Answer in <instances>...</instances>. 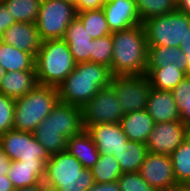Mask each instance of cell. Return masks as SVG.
<instances>
[{
    "mask_svg": "<svg viewBox=\"0 0 190 191\" xmlns=\"http://www.w3.org/2000/svg\"><path fill=\"white\" fill-rule=\"evenodd\" d=\"M110 68L95 62L77 63L58 87L59 101L82 107L101 89L110 86Z\"/></svg>",
    "mask_w": 190,
    "mask_h": 191,
    "instance_id": "cell-1",
    "label": "cell"
},
{
    "mask_svg": "<svg viewBox=\"0 0 190 191\" xmlns=\"http://www.w3.org/2000/svg\"><path fill=\"white\" fill-rule=\"evenodd\" d=\"M112 75H144L147 70L148 45L142 24L111 34Z\"/></svg>",
    "mask_w": 190,
    "mask_h": 191,
    "instance_id": "cell-2",
    "label": "cell"
},
{
    "mask_svg": "<svg viewBox=\"0 0 190 191\" xmlns=\"http://www.w3.org/2000/svg\"><path fill=\"white\" fill-rule=\"evenodd\" d=\"M43 181L49 191H88L95 183L91 169L67 150L50 155Z\"/></svg>",
    "mask_w": 190,
    "mask_h": 191,
    "instance_id": "cell-3",
    "label": "cell"
},
{
    "mask_svg": "<svg viewBox=\"0 0 190 191\" xmlns=\"http://www.w3.org/2000/svg\"><path fill=\"white\" fill-rule=\"evenodd\" d=\"M59 101L58 88L38 84L15 99L13 129L33 133Z\"/></svg>",
    "mask_w": 190,
    "mask_h": 191,
    "instance_id": "cell-4",
    "label": "cell"
},
{
    "mask_svg": "<svg viewBox=\"0 0 190 191\" xmlns=\"http://www.w3.org/2000/svg\"><path fill=\"white\" fill-rule=\"evenodd\" d=\"M75 65L69 46L63 39L42 41L35 57L37 82L58 88Z\"/></svg>",
    "mask_w": 190,
    "mask_h": 191,
    "instance_id": "cell-5",
    "label": "cell"
},
{
    "mask_svg": "<svg viewBox=\"0 0 190 191\" xmlns=\"http://www.w3.org/2000/svg\"><path fill=\"white\" fill-rule=\"evenodd\" d=\"M148 47L189 45L190 16L178 11L151 17L142 22Z\"/></svg>",
    "mask_w": 190,
    "mask_h": 191,
    "instance_id": "cell-6",
    "label": "cell"
},
{
    "mask_svg": "<svg viewBox=\"0 0 190 191\" xmlns=\"http://www.w3.org/2000/svg\"><path fill=\"white\" fill-rule=\"evenodd\" d=\"M77 16L75 6L62 0H41L35 22L42 41L63 39L66 29Z\"/></svg>",
    "mask_w": 190,
    "mask_h": 191,
    "instance_id": "cell-7",
    "label": "cell"
},
{
    "mask_svg": "<svg viewBox=\"0 0 190 191\" xmlns=\"http://www.w3.org/2000/svg\"><path fill=\"white\" fill-rule=\"evenodd\" d=\"M110 86L125 114L143 110L152 90L149 78L144 75H113Z\"/></svg>",
    "mask_w": 190,
    "mask_h": 191,
    "instance_id": "cell-8",
    "label": "cell"
},
{
    "mask_svg": "<svg viewBox=\"0 0 190 191\" xmlns=\"http://www.w3.org/2000/svg\"><path fill=\"white\" fill-rule=\"evenodd\" d=\"M0 145L11 161L46 163L50 155L33 133L11 129L0 135Z\"/></svg>",
    "mask_w": 190,
    "mask_h": 191,
    "instance_id": "cell-9",
    "label": "cell"
},
{
    "mask_svg": "<svg viewBox=\"0 0 190 191\" xmlns=\"http://www.w3.org/2000/svg\"><path fill=\"white\" fill-rule=\"evenodd\" d=\"M84 130L96 124L120 122L124 116L115 91L111 86L101 88L81 107Z\"/></svg>",
    "mask_w": 190,
    "mask_h": 191,
    "instance_id": "cell-10",
    "label": "cell"
},
{
    "mask_svg": "<svg viewBox=\"0 0 190 191\" xmlns=\"http://www.w3.org/2000/svg\"><path fill=\"white\" fill-rule=\"evenodd\" d=\"M190 134V126L181 120L156 123L146 142L148 152L171 155Z\"/></svg>",
    "mask_w": 190,
    "mask_h": 191,
    "instance_id": "cell-11",
    "label": "cell"
},
{
    "mask_svg": "<svg viewBox=\"0 0 190 191\" xmlns=\"http://www.w3.org/2000/svg\"><path fill=\"white\" fill-rule=\"evenodd\" d=\"M139 173L153 189L178 186L170 155L147 152Z\"/></svg>",
    "mask_w": 190,
    "mask_h": 191,
    "instance_id": "cell-12",
    "label": "cell"
},
{
    "mask_svg": "<svg viewBox=\"0 0 190 191\" xmlns=\"http://www.w3.org/2000/svg\"><path fill=\"white\" fill-rule=\"evenodd\" d=\"M41 124L54 125L67 140L84 130L81 108L61 101L57 102Z\"/></svg>",
    "mask_w": 190,
    "mask_h": 191,
    "instance_id": "cell-13",
    "label": "cell"
},
{
    "mask_svg": "<svg viewBox=\"0 0 190 191\" xmlns=\"http://www.w3.org/2000/svg\"><path fill=\"white\" fill-rule=\"evenodd\" d=\"M102 9L111 33L142 24L134 0H106Z\"/></svg>",
    "mask_w": 190,
    "mask_h": 191,
    "instance_id": "cell-14",
    "label": "cell"
},
{
    "mask_svg": "<svg viewBox=\"0 0 190 191\" xmlns=\"http://www.w3.org/2000/svg\"><path fill=\"white\" fill-rule=\"evenodd\" d=\"M0 40L17 49L31 53L34 57H36L42 42L36 24L28 22H15L5 30Z\"/></svg>",
    "mask_w": 190,
    "mask_h": 191,
    "instance_id": "cell-15",
    "label": "cell"
},
{
    "mask_svg": "<svg viewBox=\"0 0 190 191\" xmlns=\"http://www.w3.org/2000/svg\"><path fill=\"white\" fill-rule=\"evenodd\" d=\"M87 132L91 135L99 153L102 155L117 152L128 141L120 122L96 124L90 126Z\"/></svg>",
    "mask_w": 190,
    "mask_h": 191,
    "instance_id": "cell-16",
    "label": "cell"
},
{
    "mask_svg": "<svg viewBox=\"0 0 190 191\" xmlns=\"http://www.w3.org/2000/svg\"><path fill=\"white\" fill-rule=\"evenodd\" d=\"M155 124L181 120L179 106L171 91H162L152 88L145 108Z\"/></svg>",
    "mask_w": 190,
    "mask_h": 191,
    "instance_id": "cell-17",
    "label": "cell"
},
{
    "mask_svg": "<svg viewBox=\"0 0 190 191\" xmlns=\"http://www.w3.org/2000/svg\"><path fill=\"white\" fill-rule=\"evenodd\" d=\"M63 40L68 44L75 63L90 61L92 54V38L84 29L82 22L75 17L64 35Z\"/></svg>",
    "mask_w": 190,
    "mask_h": 191,
    "instance_id": "cell-18",
    "label": "cell"
},
{
    "mask_svg": "<svg viewBox=\"0 0 190 191\" xmlns=\"http://www.w3.org/2000/svg\"><path fill=\"white\" fill-rule=\"evenodd\" d=\"M45 166L46 163L11 161L7 176L14 189L34 186L43 181Z\"/></svg>",
    "mask_w": 190,
    "mask_h": 191,
    "instance_id": "cell-19",
    "label": "cell"
},
{
    "mask_svg": "<svg viewBox=\"0 0 190 191\" xmlns=\"http://www.w3.org/2000/svg\"><path fill=\"white\" fill-rule=\"evenodd\" d=\"M123 132L129 141L146 144L155 122L146 109L125 114L120 121Z\"/></svg>",
    "mask_w": 190,
    "mask_h": 191,
    "instance_id": "cell-20",
    "label": "cell"
},
{
    "mask_svg": "<svg viewBox=\"0 0 190 191\" xmlns=\"http://www.w3.org/2000/svg\"><path fill=\"white\" fill-rule=\"evenodd\" d=\"M38 85L36 71L7 72L0 83V93L17 99L25 96Z\"/></svg>",
    "mask_w": 190,
    "mask_h": 191,
    "instance_id": "cell-21",
    "label": "cell"
},
{
    "mask_svg": "<svg viewBox=\"0 0 190 191\" xmlns=\"http://www.w3.org/2000/svg\"><path fill=\"white\" fill-rule=\"evenodd\" d=\"M66 150L76 157L84 168L91 169L99 158V151L87 130L70 137L67 140Z\"/></svg>",
    "mask_w": 190,
    "mask_h": 191,
    "instance_id": "cell-22",
    "label": "cell"
},
{
    "mask_svg": "<svg viewBox=\"0 0 190 191\" xmlns=\"http://www.w3.org/2000/svg\"><path fill=\"white\" fill-rule=\"evenodd\" d=\"M0 65L5 72L36 71L35 57L0 40Z\"/></svg>",
    "mask_w": 190,
    "mask_h": 191,
    "instance_id": "cell-23",
    "label": "cell"
},
{
    "mask_svg": "<svg viewBox=\"0 0 190 191\" xmlns=\"http://www.w3.org/2000/svg\"><path fill=\"white\" fill-rule=\"evenodd\" d=\"M148 150L146 144L127 141L122 148L112 154L117 159L122 173L139 172Z\"/></svg>",
    "mask_w": 190,
    "mask_h": 191,
    "instance_id": "cell-24",
    "label": "cell"
},
{
    "mask_svg": "<svg viewBox=\"0 0 190 191\" xmlns=\"http://www.w3.org/2000/svg\"><path fill=\"white\" fill-rule=\"evenodd\" d=\"M145 74L149 78L151 87L162 91H172L187 76V73L175 64L147 68Z\"/></svg>",
    "mask_w": 190,
    "mask_h": 191,
    "instance_id": "cell-25",
    "label": "cell"
},
{
    "mask_svg": "<svg viewBox=\"0 0 190 191\" xmlns=\"http://www.w3.org/2000/svg\"><path fill=\"white\" fill-rule=\"evenodd\" d=\"M187 57L179 47H148L147 68H159L175 64L187 73Z\"/></svg>",
    "mask_w": 190,
    "mask_h": 191,
    "instance_id": "cell-26",
    "label": "cell"
},
{
    "mask_svg": "<svg viewBox=\"0 0 190 191\" xmlns=\"http://www.w3.org/2000/svg\"><path fill=\"white\" fill-rule=\"evenodd\" d=\"M173 173L178 185L190 181V134L170 155Z\"/></svg>",
    "mask_w": 190,
    "mask_h": 191,
    "instance_id": "cell-27",
    "label": "cell"
},
{
    "mask_svg": "<svg viewBox=\"0 0 190 191\" xmlns=\"http://www.w3.org/2000/svg\"><path fill=\"white\" fill-rule=\"evenodd\" d=\"M33 134L49 155L66 150L67 139L54 125L40 124Z\"/></svg>",
    "mask_w": 190,
    "mask_h": 191,
    "instance_id": "cell-28",
    "label": "cell"
},
{
    "mask_svg": "<svg viewBox=\"0 0 190 191\" xmlns=\"http://www.w3.org/2000/svg\"><path fill=\"white\" fill-rule=\"evenodd\" d=\"M76 17L82 22L84 29L92 39L112 34L102 8L77 12Z\"/></svg>",
    "mask_w": 190,
    "mask_h": 191,
    "instance_id": "cell-29",
    "label": "cell"
},
{
    "mask_svg": "<svg viewBox=\"0 0 190 191\" xmlns=\"http://www.w3.org/2000/svg\"><path fill=\"white\" fill-rule=\"evenodd\" d=\"M95 183H110L117 181L122 171L113 154L99 155L95 165L91 168Z\"/></svg>",
    "mask_w": 190,
    "mask_h": 191,
    "instance_id": "cell-30",
    "label": "cell"
},
{
    "mask_svg": "<svg viewBox=\"0 0 190 191\" xmlns=\"http://www.w3.org/2000/svg\"><path fill=\"white\" fill-rule=\"evenodd\" d=\"M16 22L35 23L41 0H3Z\"/></svg>",
    "mask_w": 190,
    "mask_h": 191,
    "instance_id": "cell-31",
    "label": "cell"
},
{
    "mask_svg": "<svg viewBox=\"0 0 190 191\" xmlns=\"http://www.w3.org/2000/svg\"><path fill=\"white\" fill-rule=\"evenodd\" d=\"M141 23L151 17L176 11V0H134Z\"/></svg>",
    "mask_w": 190,
    "mask_h": 191,
    "instance_id": "cell-32",
    "label": "cell"
},
{
    "mask_svg": "<svg viewBox=\"0 0 190 191\" xmlns=\"http://www.w3.org/2000/svg\"><path fill=\"white\" fill-rule=\"evenodd\" d=\"M112 57L113 42L111 34L92 40V54H90V62H95L111 68Z\"/></svg>",
    "mask_w": 190,
    "mask_h": 191,
    "instance_id": "cell-33",
    "label": "cell"
},
{
    "mask_svg": "<svg viewBox=\"0 0 190 191\" xmlns=\"http://www.w3.org/2000/svg\"><path fill=\"white\" fill-rule=\"evenodd\" d=\"M120 191H153L139 172L122 173L117 180Z\"/></svg>",
    "mask_w": 190,
    "mask_h": 191,
    "instance_id": "cell-34",
    "label": "cell"
},
{
    "mask_svg": "<svg viewBox=\"0 0 190 191\" xmlns=\"http://www.w3.org/2000/svg\"><path fill=\"white\" fill-rule=\"evenodd\" d=\"M15 99L0 93V135L13 129Z\"/></svg>",
    "mask_w": 190,
    "mask_h": 191,
    "instance_id": "cell-35",
    "label": "cell"
},
{
    "mask_svg": "<svg viewBox=\"0 0 190 191\" xmlns=\"http://www.w3.org/2000/svg\"><path fill=\"white\" fill-rule=\"evenodd\" d=\"M174 100L177 105H181L190 95V75H187L172 91Z\"/></svg>",
    "mask_w": 190,
    "mask_h": 191,
    "instance_id": "cell-36",
    "label": "cell"
},
{
    "mask_svg": "<svg viewBox=\"0 0 190 191\" xmlns=\"http://www.w3.org/2000/svg\"><path fill=\"white\" fill-rule=\"evenodd\" d=\"M16 22L15 18L3 2H0V37L5 30L11 27Z\"/></svg>",
    "mask_w": 190,
    "mask_h": 191,
    "instance_id": "cell-37",
    "label": "cell"
},
{
    "mask_svg": "<svg viewBox=\"0 0 190 191\" xmlns=\"http://www.w3.org/2000/svg\"><path fill=\"white\" fill-rule=\"evenodd\" d=\"M105 2L106 0H77L75 10L76 12H83L101 9Z\"/></svg>",
    "mask_w": 190,
    "mask_h": 191,
    "instance_id": "cell-38",
    "label": "cell"
},
{
    "mask_svg": "<svg viewBox=\"0 0 190 191\" xmlns=\"http://www.w3.org/2000/svg\"><path fill=\"white\" fill-rule=\"evenodd\" d=\"M179 113L181 114V121L190 126V95L187 96L186 101L179 105Z\"/></svg>",
    "mask_w": 190,
    "mask_h": 191,
    "instance_id": "cell-39",
    "label": "cell"
},
{
    "mask_svg": "<svg viewBox=\"0 0 190 191\" xmlns=\"http://www.w3.org/2000/svg\"><path fill=\"white\" fill-rule=\"evenodd\" d=\"M88 191H120L117 181L110 183H94Z\"/></svg>",
    "mask_w": 190,
    "mask_h": 191,
    "instance_id": "cell-40",
    "label": "cell"
},
{
    "mask_svg": "<svg viewBox=\"0 0 190 191\" xmlns=\"http://www.w3.org/2000/svg\"><path fill=\"white\" fill-rule=\"evenodd\" d=\"M11 165V160L6 156L0 145V175H7Z\"/></svg>",
    "mask_w": 190,
    "mask_h": 191,
    "instance_id": "cell-41",
    "label": "cell"
},
{
    "mask_svg": "<svg viewBox=\"0 0 190 191\" xmlns=\"http://www.w3.org/2000/svg\"><path fill=\"white\" fill-rule=\"evenodd\" d=\"M176 11L190 16V0H176Z\"/></svg>",
    "mask_w": 190,
    "mask_h": 191,
    "instance_id": "cell-42",
    "label": "cell"
},
{
    "mask_svg": "<svg viewBox=\"0 0 190 191\" xmlns=\"http://www.w3.org/2000/svg\"><path fill=\"white\" fill-rule=\"evenodd\" d=\"M0 191H14L11 180L7 175H0Z\"/></svg>",
    "mask_w": 190,
    "mask_h": 191,
    "instance_id": "cell-43",
    "label": "cell"
},
{
    "mask_svg": "<svg viewBox=\"0 0 190 191\" xmlns=\"http://www.w3.org/2000/svg\"><path fill=\"white\" fill-rule=\"evenodd\" d=\"M14 191H49V188L45 185L44 181H42L37 185L14 189Z\"/></svg>",
    "mask_w": 190,
    "mask_h": 191,
    "instance_id": "cell-44",
    "label": "cell"
},
{
    "mask_svg": "<svg viewBox=\"0 0 190 191\" xmlns=\"http://www.w3.org/2000/svg\"><path fill=\"white\" fill-rule=\"evenodd\" d=\"M189 42H190V39H189ZM181 49L187 57L186 59L187 60V75H190V44L182 45Z\"/></svg>",
    "mask_w": 190,
    "mask_h": 191,
    "instance_id": "cell-45",
    "label": "cell"
},
{
    "mask_svg": "<svg viewBox=\"0 0 190 191\" xmlns=\"http://www.w3.org/2000/svg\"><path fill=\"white\" fill-rule=\"evenodd\" d=\"M153 191H178V186L171 188H158V189H153Z\"/></svg>",
    "mask_w": 190,
    "mask_h": 191,
    "instance_id": "cell-46",
    "label": "cell"
},
{
    "mask_svg": "<svg viewBox=\"0 0 190 191\" xmlns=\"http://www.w3.org/2000/svg\"><path fill=\"white\" fill-rule=\"evenodd\" d=\"M178 191H190V188L186 185H178Z\"/></svg>",
    "mask_w": 190,
    "mask_h": 191,
    "instance_id": "cell-47",
    "label": "cell"
},
{
    "mask_svg": "<svg viewBox=\"0 0 190 191\" xmlns=\"http://www.w3.org/2000/svg\"><path fill=\"white\" fill-rule=\"evenodd\" d=\"M5 70L3 69V67L0 65V83H1V80L3 78V76L5 75Z\"/></svg>",
    "mask_w": 190,
    "mask_h": 191,
    "instance_id": "cell-48",
    "label": "cell"
},
{
    "mask_svg": "<svg viewBox=\"0 0 190 191\" xmlns=\"http://www.w3.org/2000/svg\"><path fill=\"white\" fill-rule=\"evenodd\" d=\"M65 1L66 3L72 4L73 6H76L77 0H62Z\"/></svg>",
    "mask_w": 190,
    "mask_h": 191,
    "instance_id": "cell-49",
    "label": "cell"
},
{
    "mask_svg": "<svg viewBox=\"0 0 190 191\" xmlns=\"http://www.w3.org/2000/svg\"><path fill=\"white\" fill-rule=\"evenodd\" d=\"M186 186H188L190 188V181L186 184Z\"/></svg>",
    "mask_w": 190,
    "mask_h": 191,
    "instance_id": "cell-50",
    "label": "cell"
}]
</instances>
